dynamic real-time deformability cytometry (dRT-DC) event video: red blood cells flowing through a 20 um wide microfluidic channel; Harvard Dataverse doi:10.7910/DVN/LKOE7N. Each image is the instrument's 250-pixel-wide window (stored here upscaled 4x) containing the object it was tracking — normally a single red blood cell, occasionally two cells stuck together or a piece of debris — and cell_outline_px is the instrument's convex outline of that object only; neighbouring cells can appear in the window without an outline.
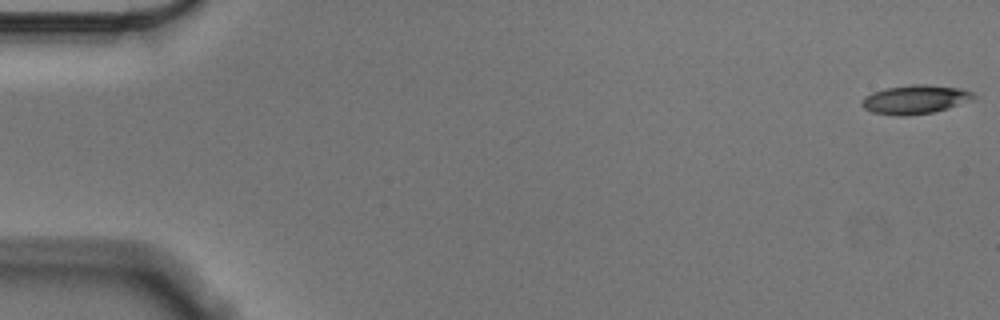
{"species": "Egyptian fruit bat (a non-hibernating species)", "species_latin": "Rousettus aegyptiacus", "temperature_condition": "cold", "stored_images_in_passage": 5, "camera_frame_rate_fps": 3000, "um_per_image_px": 0.085, "animal": {"sex": "male"}, "frame": {"image": 1, "passage_image": 1, "time_ms": 0.0, "image_size_px": [1000, 320], "cell_outline_px": [[980, 96], [932, 112], [908, 116], [896, 116], [872, 112], [864, 108], [860, 104], [864, 96], [872, 92], [884, 88], [912, 84], [928, 84], [956, 88], [972, 92]], "centroid_in_image_um": [77.7, 8.45], "position_along_channel_um": 7.3, "area_um2": 18.61}}